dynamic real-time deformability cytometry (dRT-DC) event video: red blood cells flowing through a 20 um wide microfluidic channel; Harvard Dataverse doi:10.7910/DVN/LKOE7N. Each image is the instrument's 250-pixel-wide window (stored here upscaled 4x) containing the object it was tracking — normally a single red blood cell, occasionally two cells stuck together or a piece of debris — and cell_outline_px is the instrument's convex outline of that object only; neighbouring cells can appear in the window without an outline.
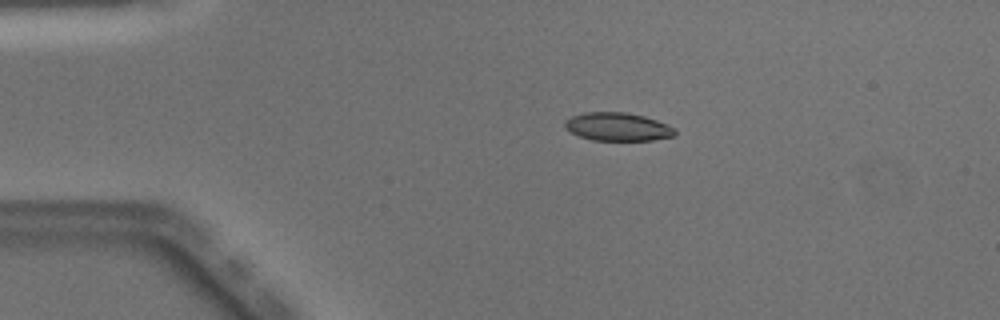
{"species": "Egyptian fruit bat (a non-hibernating species)", "species_latin": "Rousettus aegyptiacus", "temperature_condition": "warm", "stored_images_in_passage": 41, "camera_frame_rate_fps": 3000, "um_per_image_px": 0.085, "animal": {"sex": "male"}, "frame": {"image": 1, "passage_image": 1, "time_ms": 0.0, "image_size_px": [1000, 320], "cell_outline_px": [[676, 136], [652, 140], [592, 140], [580, 136], [564, 128], [564, 120], [572, 116], [584, 112], [628, 112], [644, 116], [668, 124], [676, 128]], "centroid_in_image_um": [52.52, 10.77], "position_along_channel_um": 32.5, "area_um2": 18.26}}
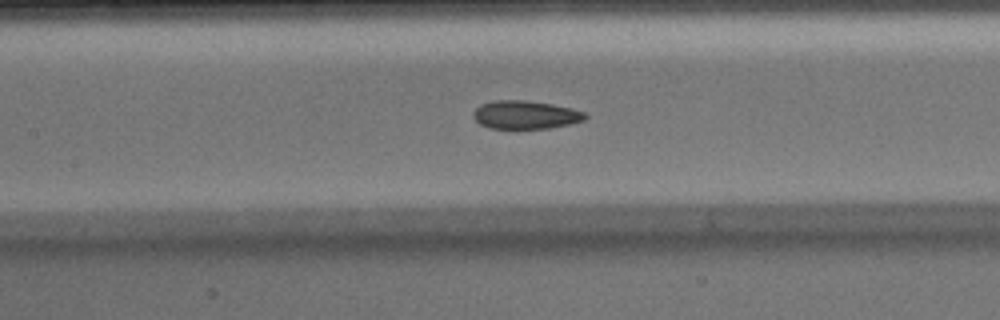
{"frame": {"image": 2, "passage_image": 14, "time_ms": 4.333, "image_size_px": [1000, 320], "cell_outline_px": [[588, 116], [584, 120], [568, 124], [548, 128], [488, 128], [480, 124], [472, 116], [472, 112], [480, 104], [492, 100], [524, 100], [552, 104], [572, 108], [584, 112]], "centroid_in_image_um": [44.62, 9.75], "position_along_channel_um": 162.8, "area_um2": 18.44}}
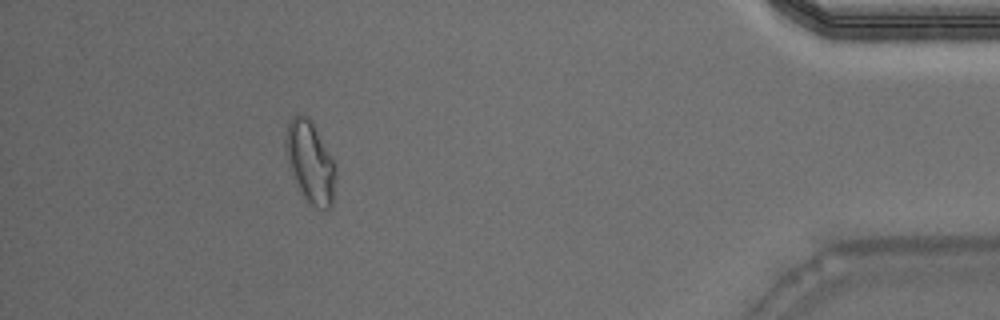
{"frame": {"image": 3, "passage_image": 36, "time_ms": 11.667, "image_size_px": [1000, 320], "cell_outline_px": [[336, 176], [332, 204], [328, 208], [316, 208], [308, 204], [304, 200], [296, 188], [288, 168], [284, 148], [284, 136], [288, 124], [292, 116], [296, 112], [300, 112], [308, 116], [312, 120], [336, 164]], "centroid_in_image_um": [26.33, 13.76], "position_along_channel_um": 408.9, "area_um2": 24.91}, "authors_computed_cell_mechanics": {"area_um2": 19.0162, "velocity_mm_per_s": 4.07, "shape_relaxation_time_tau1_ms": 10.4108, "shape_relaxation_time_tau2_ms": 1.6408, "deformation_change_tau1": 0.2573, "deformation_change_tau2": 0.0814}}